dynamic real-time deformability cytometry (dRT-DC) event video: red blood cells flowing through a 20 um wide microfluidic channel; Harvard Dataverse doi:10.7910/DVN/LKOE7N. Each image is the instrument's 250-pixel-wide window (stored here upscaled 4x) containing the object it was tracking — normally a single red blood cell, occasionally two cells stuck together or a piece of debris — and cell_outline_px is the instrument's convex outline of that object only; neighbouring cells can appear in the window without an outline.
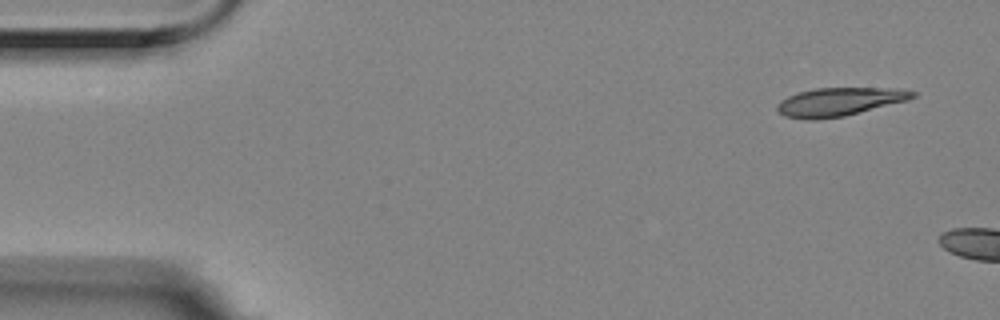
{"species": "Egyptian fruit bat (a non-hibernating species)", "species_latin": "Rousettus aegyptiacus", "temperature_condition": "room temperature", "stored_images_in_passage": 2, "camera_frame_rate_fps": 3000, "um_per_image_px": 0.085, "animal": {"sex": "female"}, "frame": {"image": 1, "passage_image": 1, "time_ms": 0.0, "image_size_px": [1000, 320], "cell_outline_px": [[916, 96], [908, 100], [844, 116], [816, 120], [808, 120], [784, 116], [776, 108], [776, 104], [780, 100], [796, 92], [816, 88], [896, 88], [916, 92]], "centroid_in_image_um": [71.31, 8.65], "position_along_channel_um": 13.7, "area_um2": 22.43}}